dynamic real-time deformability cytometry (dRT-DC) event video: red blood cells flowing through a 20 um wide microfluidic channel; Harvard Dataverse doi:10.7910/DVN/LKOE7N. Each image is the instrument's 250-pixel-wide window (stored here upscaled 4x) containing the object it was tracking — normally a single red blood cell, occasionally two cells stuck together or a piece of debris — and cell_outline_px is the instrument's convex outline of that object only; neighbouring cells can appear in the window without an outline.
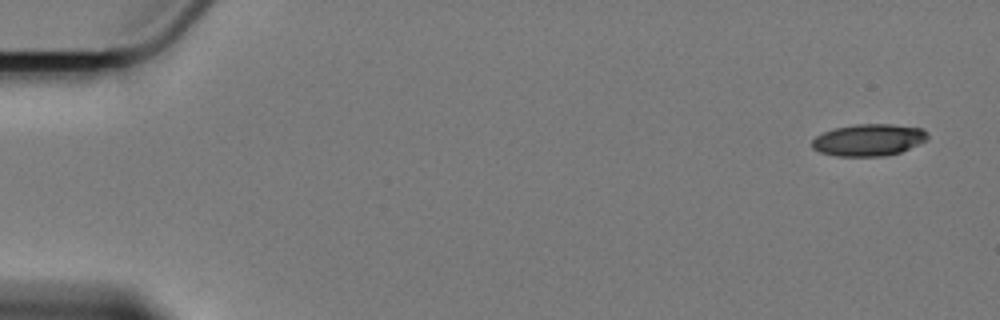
{"species": "Egyptian fruit bat (a non-hibernating species)", "species_latin": "Rousettus aegyptiacus", "temperature_condition": "cold", "stored_images_in_passage": 7, "camera_frame_rate_fps": 3000, "um_per_image_px": 0.085, "animal": {"sex": "female"}, "frame": {"image": 1, "passage_image": 1, "time_ms": 0.0, "image_size_px": [1000, 320], "cell_outline_px": [[928, 140], [900, 152], [884, 156], [836, 156], [820, 152], [812, 148], [812, 140], [816, 136], [832, 128], [856, 124], [892, 124], [920, 128], [928, 132]], "centroid_in_image_um": [73.83, 11.89], "position_along_channel_um": 11.2, "area_um2": 21.56}}
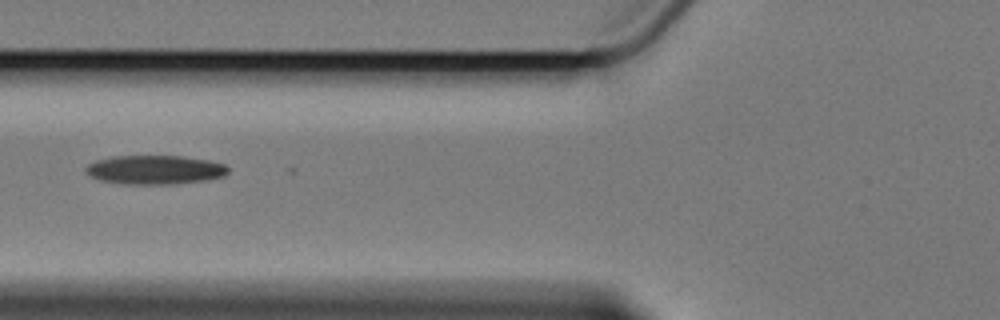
{"frame": {"image": 2, "passage_image": 7, "time_ms": 7.0, "image_size_px": [1000, 320], "cell_outline_px": [[228, 172], [224, 176], [204, 180], [172, 184], [128, 184], [100, 180], [84, 172], [84, 168], [88, 164], [96, 160], [112, 156], [184, 156], [208, 160], [224, 164], [228, 168]], "centroid_in_image_um": [13.15, 14.42], "position_along_channel_um": 112.7, "area_um2": 23.99}}